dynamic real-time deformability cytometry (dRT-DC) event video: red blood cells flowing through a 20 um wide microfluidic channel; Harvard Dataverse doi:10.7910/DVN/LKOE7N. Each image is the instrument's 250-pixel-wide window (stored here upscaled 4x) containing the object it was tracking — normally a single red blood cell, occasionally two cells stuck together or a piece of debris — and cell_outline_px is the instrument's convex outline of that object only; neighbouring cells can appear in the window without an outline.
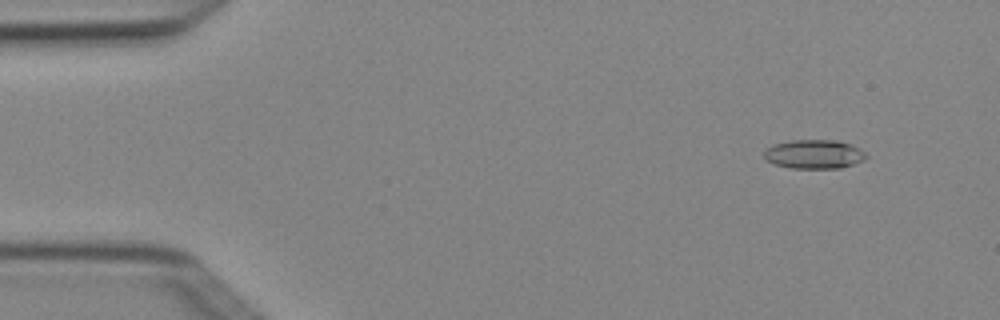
{"species": "Egyptian fruit bat (a non-hibernating species)", "species_latin": "Rousettus aegyptiacus", "temperature_condition": "cold", "stored_images_in_passage": 5, "camera_frame_rate_fps": 3000, "um_per_image_px": 0.085, "animal": {"sex": "female"}, "frame": {"image": 1, "passage_image": 2, "time_ms": 0.333, "image_size_px": [1000, 320], "cell_outline_px": [[868, 156], [864, 160], [840, 168], [792, 168], [772, 164], [764, 160], [764, 152], [772, 144], [788, 140], [836, 140], [860, 148]], "centroid_in_image_um": [69.16, 13.1], "position_along_channel_um": 15.8, "area_um2": 17.34}}
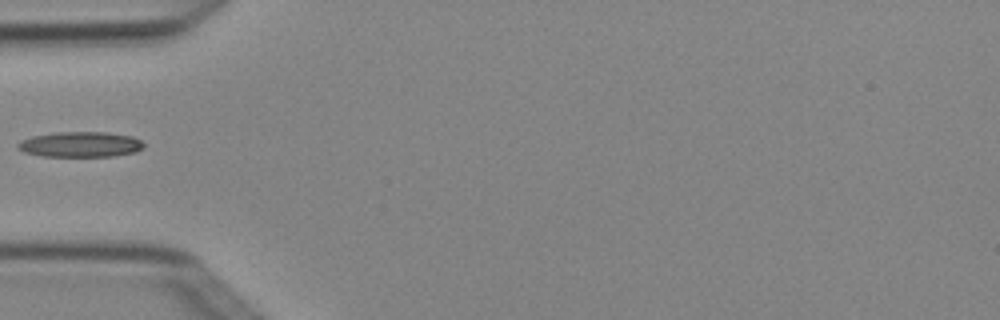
{"frame": {"image": 2, "passage_image": 4, "time_ms": 1.0, "image_size_px": [1000, 320], "cell_outline_px": [[144, 148], [136, 152], [112, 156], [44, 156], [24, 152], [16, 148], [16, 144], [20, 140], [32, 136], [56, 132], [108, 132], [132, 136], [140, 140], [144, 144]], "centroid_in_image_um": [6.82, 12.27], "position_along_channel_um": 78.2, "area_um2": 18.73}}
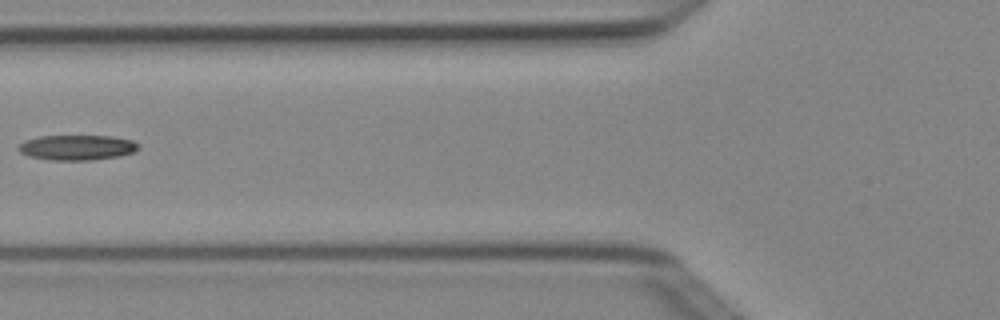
{"frame": {"image": 3, "passage_image": 5, "time_ms": 1.333, "image_size_px": [1000, 320], "cell_outline_px": [[140, 148], [132, 152], [120, 156], [92, 160], [52, 160], [28, 156], [20, 152], [16, 148], [24, 140], [40, 136], [112, 136], [132, 140], [140, 144]], "centroid_in_image_um": [6.55, 12.53], "position_along_channel_um": 119.3, "area_um2": 17.69}}